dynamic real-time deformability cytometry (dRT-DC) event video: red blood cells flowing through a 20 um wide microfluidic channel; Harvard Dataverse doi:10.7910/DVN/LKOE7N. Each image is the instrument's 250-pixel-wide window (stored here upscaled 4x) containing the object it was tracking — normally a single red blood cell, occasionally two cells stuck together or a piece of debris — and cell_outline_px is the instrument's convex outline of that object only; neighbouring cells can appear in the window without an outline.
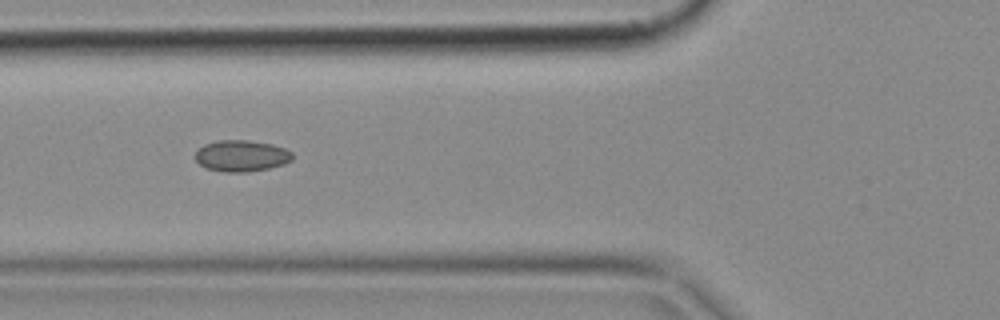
{"species": "common noctule bat (a hibernating species)", "species_latin": "Nyctalus noctula", "temperature_condition": "cold", "stored_images_in_passage": 8, "camera_frame_rate_fps": 3000, "um_per_image_px": 0.085, "animal": {"sex": "female", "body_mass_g": 18.4}, "frame": {"image": 1, "passage_image": 5, "time_ms": 1.333, "image_size_px": [1000, 320], "cell_outline_px": [[292, 160], [284, 164], [268, 168], [248, 172], [224, 172], [204, 168], [196, 160], [196, 152], [204, 144], [216, 140], [248, 140], [272, 144], [284, 148], [292, 152]], "centroid_in_image_um": [20.52, 13.25], "position_along_channel_um": 105.3, "area_um2": 17.8}}
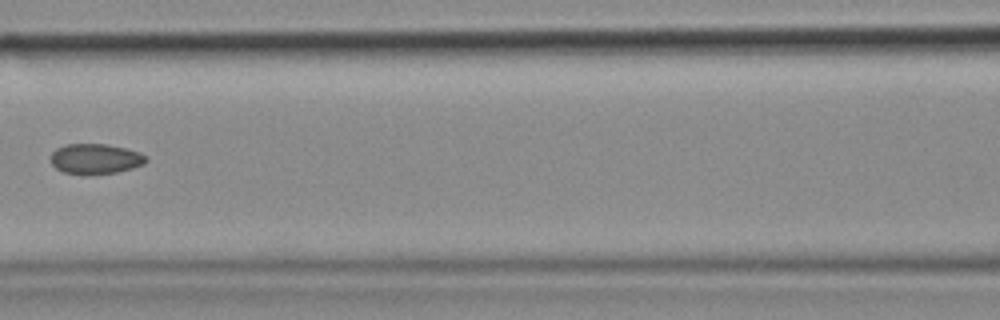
{"frame": {"image": 2, "passage_image": 6, "time_ms": 1.667, "image_size_px": [1000, 320], "cell_outline_px": [[148, 160], [144, 164], [132, 168], [116, 172], [88, 176], [64, 172], [56, 168], [52, 164], [52, 152], [56, 148], [64, 144], [108, 144], [140, 152], [148, 156]], "centroid_in_image_um": [8.13, 13.51], "position_along_channel_um": 158.5, "area_um2": 17.05}}